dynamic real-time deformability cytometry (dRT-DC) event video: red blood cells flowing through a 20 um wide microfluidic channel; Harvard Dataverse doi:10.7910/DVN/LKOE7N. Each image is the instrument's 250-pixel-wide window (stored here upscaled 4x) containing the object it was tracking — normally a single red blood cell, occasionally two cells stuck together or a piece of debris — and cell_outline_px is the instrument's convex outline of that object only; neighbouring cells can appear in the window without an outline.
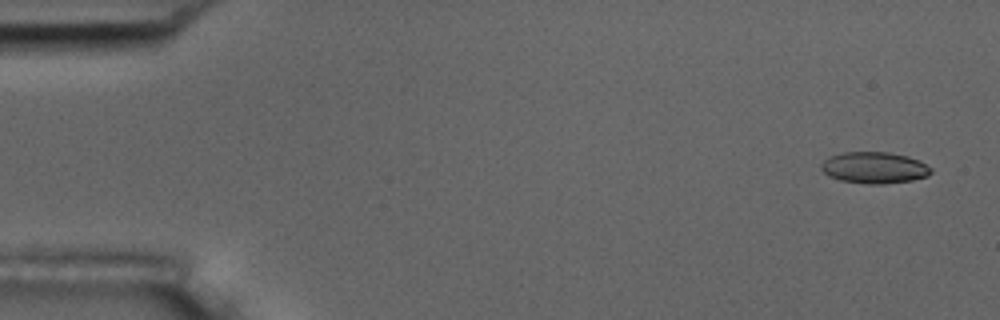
{"species": "common noctule bat (a hibernating species)", "species_latin": "Nyctalus noctula", "temperature_condition": "room temperature", "stored_images_in_passage": 5, "camera_frame_rate_fps": 3000, "um_per_image_px": 0.085, "animal": {"sex": "male", "body_mass_g": 17.5, "forearm_length_mm": 52.3}, "frame": {"image": 1, "passage_image": 1, "time_ms": 0.0, "image_size_px": [1000, 320], "cell_outline_px": [[932, 172], [928, 176], [912, 180], [880, 184], [868, 184], [840, 180], [828, 176], [820, 168], [820, 164], [824, 160], [832, 156], [844, 152], [888, 152], [908, 156], [920, 160], [932, 168]], "centroid_in_image_um": [74.33, 14.25], "position_along_channel_um": 10.7, "area_um2": 20.17}}
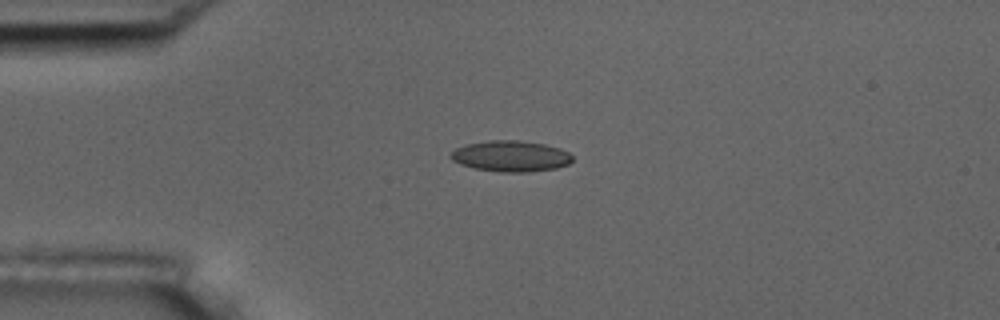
{"frame": {"image": 2, "passage_image": 4, "time_ms": 3.667, "image_size_px": [1000, 320], "cell_outline_px": [[572, 160], [568, 164], [556, 168], [528, 172], [500, 172], [476, 168], [460, 164], [452, 160], [448, 156], [456, 148], [464, 144], [488, 140], [520, 140], [544, 144], [560, 148], [568, 152], [572, 156]], "centroid_in_image_um": [43.39, 13.26], "position_along_channel_um": 41.6, "area_um2": 22.02}}